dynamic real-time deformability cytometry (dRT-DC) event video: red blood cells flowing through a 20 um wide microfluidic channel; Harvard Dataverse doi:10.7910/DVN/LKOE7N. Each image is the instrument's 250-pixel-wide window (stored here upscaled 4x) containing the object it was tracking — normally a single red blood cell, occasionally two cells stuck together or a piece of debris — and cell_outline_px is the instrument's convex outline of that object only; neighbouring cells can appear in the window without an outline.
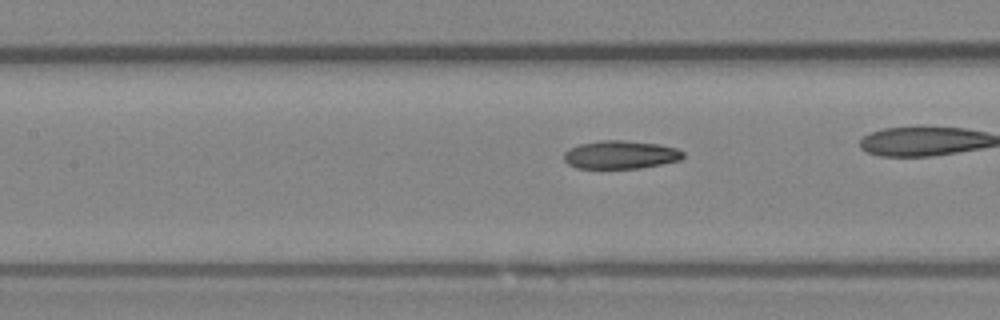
{"species": "Egyptian fruit bat (a non-hibernating species)", "species_latin": "Rousettus aegyptiacus", "temperature_condition": "room temperature", "stored_images_in_passage": 40, "camera_frame_rate_fps": 3000, "um_per_image_px": 0.085, "animal": {"sex": "female"}, "frame": {"image": 1, "passage_image": 23, "time_ms": 7.333, "image_size_px": [1000, 320], "cell_outline_px": [[684, 156], [680, 160], [640, 168], [576, 168], [568, 164], [564, 160], [564, 152], [568, 148], [580, 144], [600, 140], [620, 140], [660, 144], [676, 148], [684, 152]], "centroid_in_image_um": [52.72, 13.15], "position_along_channel_um": 154.7, "area_um2": 19.59}}